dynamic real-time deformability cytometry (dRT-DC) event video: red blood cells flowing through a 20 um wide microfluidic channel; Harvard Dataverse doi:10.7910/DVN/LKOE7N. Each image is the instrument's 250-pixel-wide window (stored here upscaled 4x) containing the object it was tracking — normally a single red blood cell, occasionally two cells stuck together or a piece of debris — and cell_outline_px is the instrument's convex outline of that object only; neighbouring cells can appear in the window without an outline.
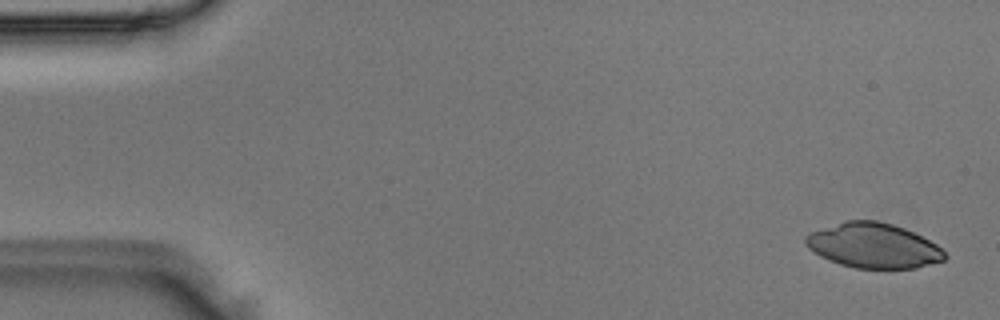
{"species": "Egyptian fruit bat (a non-hibernating species)", "species_latin": "Rousettus aegyptiacus", "temperature_condition": "room temperature", "stored_images_in_passage": 50, "camera_frame_rate_fps": 3000, "um_per_image_px": 0.085, "animal": {"sex": "male"}, "frame": {"image": 1, "passage_image": 2, "time_ms": 0.333, "image_size_px": [1000, 320], "cell_outline_px": [[948, 256], [944, 260], [916, 268], [856, 268], [840, 264], [828, 260], [820, 256], [808, 248], [804, 244], [804, 236], [812, 232], [848, 220], [876, 220], [892, 224], [904, 228], [936, 244]], "centroid_in_image_um": [74.22, 20.88], "position_along_channel_um": 10.8, "area_um2": 36.07}}